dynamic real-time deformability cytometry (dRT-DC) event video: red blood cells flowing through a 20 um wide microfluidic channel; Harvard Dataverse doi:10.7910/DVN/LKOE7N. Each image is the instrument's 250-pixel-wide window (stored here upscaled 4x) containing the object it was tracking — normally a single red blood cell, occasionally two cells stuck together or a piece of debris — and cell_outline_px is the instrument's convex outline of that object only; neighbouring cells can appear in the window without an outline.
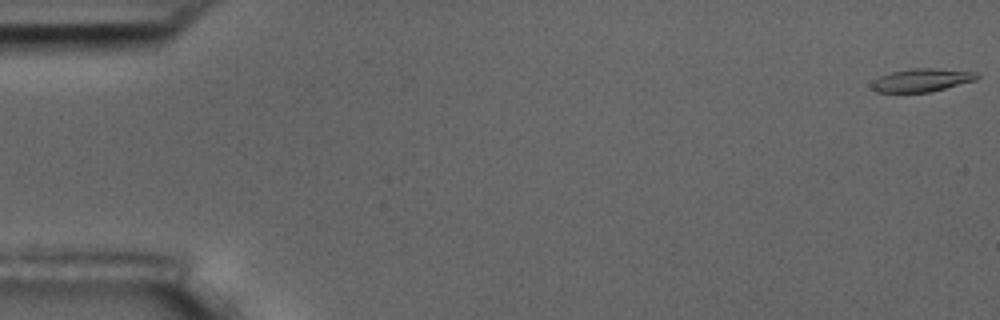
{"species": "common noctule bat (a hibernating species)", "species_latin": "Nyctalus noctula", "temperature_condition": "room temperature", "stored_images_in_passage": 11, "camera_frame_rate_fps": 3000, "um_per_image_px": 0.085, "animal": {"sex": "male", "body_mass_g": 17.5, "forearm_length_mm": 52.3}, "frame": {"image": 1, "passage_image": 1, "time_ms": 0.0, "image_size_px": [1000, 320], "cell_outline_px": [[980, 76], [976, 80], [928, 92], [876, 92], [872, 88], [872, 84], [880, 76], [892, 72], [912, 68], [932, 68], [976, 72]], "centroid_in_image_um": [78.37, 6.8], "position_along_channel_um": 6.6, "area_um2": 13.87}}